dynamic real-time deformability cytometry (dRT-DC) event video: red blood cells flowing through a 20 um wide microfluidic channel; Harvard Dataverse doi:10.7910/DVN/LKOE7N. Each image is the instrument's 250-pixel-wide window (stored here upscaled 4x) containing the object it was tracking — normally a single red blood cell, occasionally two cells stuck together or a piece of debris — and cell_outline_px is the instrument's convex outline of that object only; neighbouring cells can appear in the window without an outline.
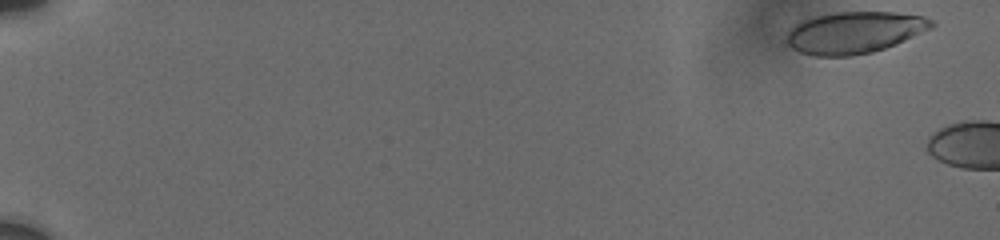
{"species": "human", "species_latin": "Homo sapiens", "temperature_condition": "cold", "stored_images_in_passage": 27, "camera_frame_rate_fps": 3000, "um_per_image_px": 0.085, "donor": {"sex": "male"}, "frame": {"image": 1, "passage_image": 1, "time_ms": 0.0, "image_size_px": [1000, 240], "cell_outline_px": [[936, 24], [932, 28], [896, 44], [872, 52], [852, 56], [812, 56], [800, 52], [792, 48], [788, 44], [788, 32], [800, 20], [816, 16], [836, 12], [896, 12], [924, 16], [932, 20]], "centroid_in_image_um": [72.65, 2.76], "position_along_channel_um": 12.4, "area_um2": 35.26}}